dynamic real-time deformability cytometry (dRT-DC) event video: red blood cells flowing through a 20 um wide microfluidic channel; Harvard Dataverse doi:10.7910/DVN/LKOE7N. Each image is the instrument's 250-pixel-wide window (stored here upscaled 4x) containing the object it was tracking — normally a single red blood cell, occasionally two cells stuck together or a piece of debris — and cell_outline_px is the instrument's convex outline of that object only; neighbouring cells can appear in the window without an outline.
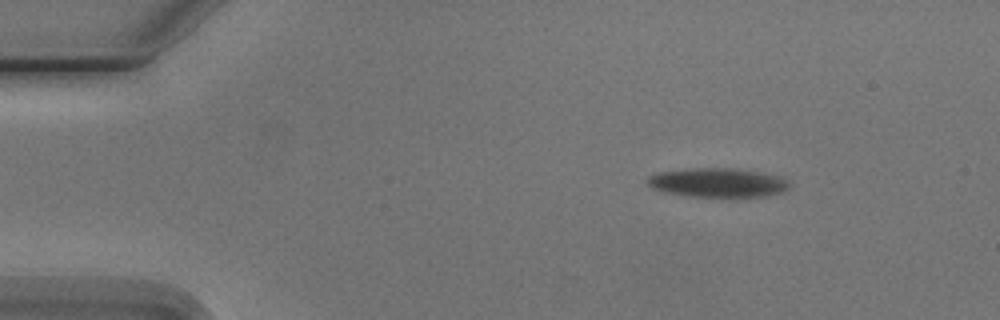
{"species": "Egyptian fruit bat (a non-hibernating species)", "species_latin": "Rousettus aegyptiacus", "temperature_condition": "cold", "stored_images_in_passage": 4, "camera_frame_rate_fps": 3000, "um_per_image_px": 0.085, "animal": {"sex": "male"}, "frame": {"image": 1, "passage_image": 2, "time_ms": 1.0, "image_size_px": [1000, 320], "cell_outline_px": [[792, 184], [788, 188], [780, 192], [768, 196], [736, 200], [688, 196], [664, 192], [652, 188], [648, 184], [648, 176], [656, 172], [692, 168], [728, 168], [756, 172], [776, 176]], "centroid_in_image_um": [60.99, 15.58], "position_along_channel_um": 24.0, "area_um2": 24.8}}